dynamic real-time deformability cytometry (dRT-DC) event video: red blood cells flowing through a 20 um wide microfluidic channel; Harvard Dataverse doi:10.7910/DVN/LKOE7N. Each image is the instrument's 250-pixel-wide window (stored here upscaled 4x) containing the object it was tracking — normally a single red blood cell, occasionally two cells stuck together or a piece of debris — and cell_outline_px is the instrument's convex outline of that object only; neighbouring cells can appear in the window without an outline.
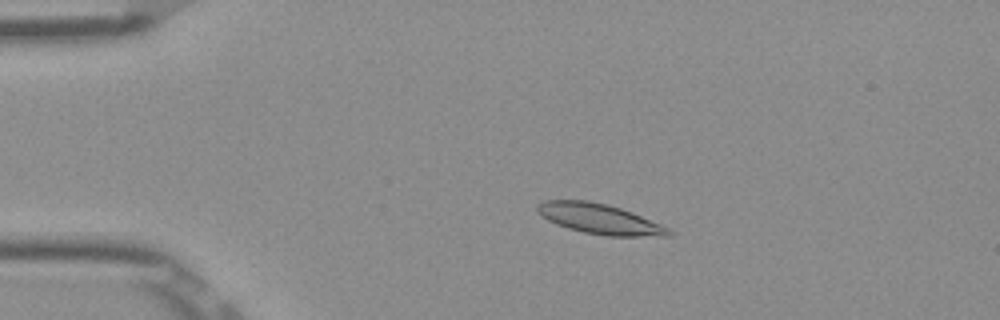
{"species": "Egyptian fruit bat (a non-hibernating species)", "species_latin": "Rousettus aegyptiacus", "temperature_condition": "room temperature", "stored_images_in_passage": 53, "camera_frame_rate_fps": 3000, "um_per_image_px": 0.085, "frame": {"image": 1, "passage_image": 11, "time_ms": 3.333, "image_size_px": [1000, 320], "cell_outline_px": [[672, 236], [608, 236], [584, 232], [568, 228], [556, 224], [548, 220], [536, 212], [536, 204], [544, 200], [588, 200], [608, 204], [632, 212], [660, 224], [668, 228], [672, 232]], "centroid_in_image_um": [50.93, 18.59], "position_along_channel_um": 34.1, "area_um2": 23.12}}
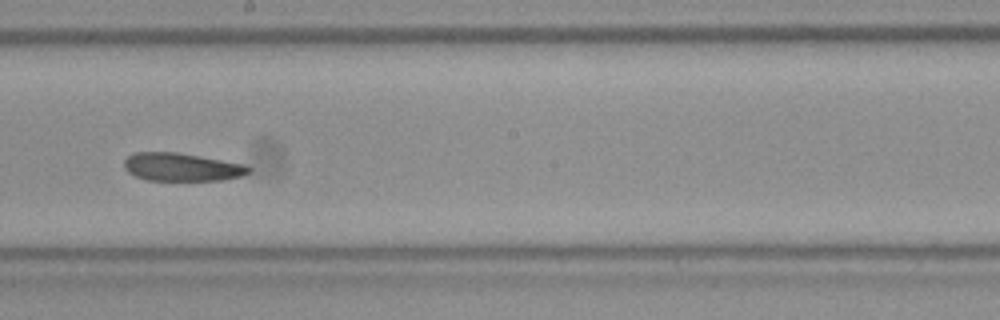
{"frame": {"image": 2, "passage_image": 30, "time_ms": 9.667, "image_size_px": [1000, 320], "cell_outline_px": [[252, 168], [248, 172], [240, 176], [224, 180], [148, 180], [136, 176], [128, 172], [124, 168], [124, 160], [132, 152], [176, 152], [244, 164]], "centroid_in_image_um": [15.41, 14.19], "position_along_channel_um": 232.8, "area_um2": 20.23}}
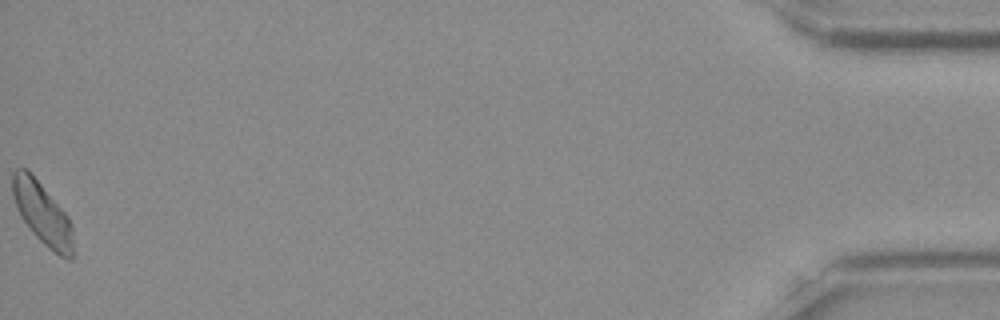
{"frame": {"image": 3, "passage_image": 53, "time_ms": 17.333, "image_size_px": [1000, 320], "cell_outline_px": [[72, 260], [68, 260], [60, 256], [44, 244], [32, 232], [24, 220], [16, 204], [12, 192], [12, 172], [16, 168], [24, 168], [40, 184], [68, 216], [72, 228]], "centroid_in_image_um": [3.6, 18.16], "position_along_channel_um": 431.6, "area_um2": 21.15}}